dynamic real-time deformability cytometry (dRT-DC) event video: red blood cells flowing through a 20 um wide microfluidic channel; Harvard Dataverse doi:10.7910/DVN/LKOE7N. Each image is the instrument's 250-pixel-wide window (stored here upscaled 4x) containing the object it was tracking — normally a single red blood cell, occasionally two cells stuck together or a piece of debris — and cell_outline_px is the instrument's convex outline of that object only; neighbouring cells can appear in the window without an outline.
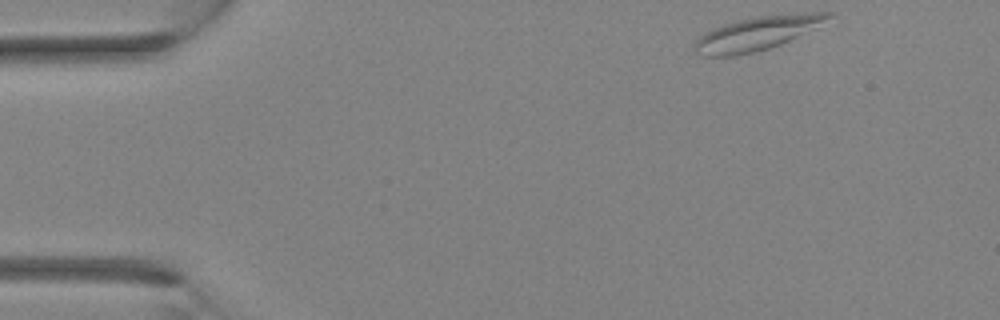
{"species": "Egyptian fruit bat (a non-hibernating species)", "species_latin": "Rousettus aegyptiacus", "temperature_condition": "room temperature", "stored_images_in_passage": 31, "camera_frame_rate_fps": 3000, "um_per_image_px": 0.085, "animal": {"sex": "female"}, "frame": {"image": 1, "passage_image": 1, "time_ms": 0.0, "image_size_px": [1000, 320], "cell_outline_px": [[836, 16], [780, 44], [768, 48], [736, 56], [700, 56], [692, 48], [692, 44], [704, 32], [724, 24], [740, 20], [760, 16], [808, 12], [832, 12]], "centroid_in_image_um": [64.29, 2.84], "position_along_channel_um": 20.7, "area_um2": 25.89}}
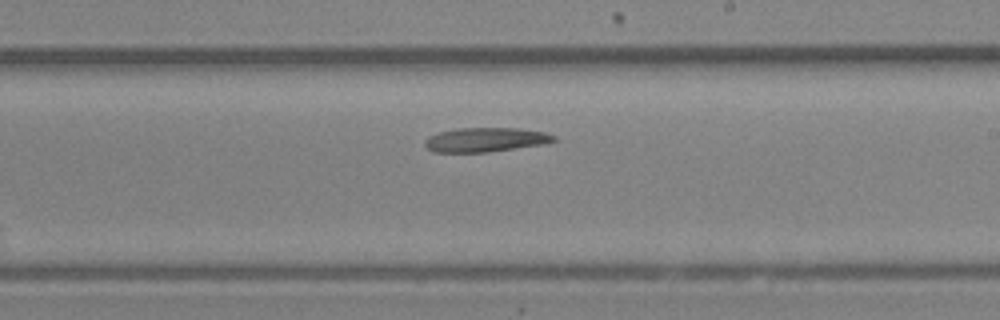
{"frame": {"image": 2, "passage_image": 17, "time_ms": 5.333, "image_size_px": [1000, 320], "cell_outline_px": [[556, 140], [540, 144], [488, 152], [432, 152], [424, 144], [424, 140], [428, 136], [436, 132], [460, 128], [520, 128], [544, 132], [556, 136]], "centroid_in_image_um": [41.21, 11.87], "position_along_channel_um": 247.8, "area_um2": 18.15}}
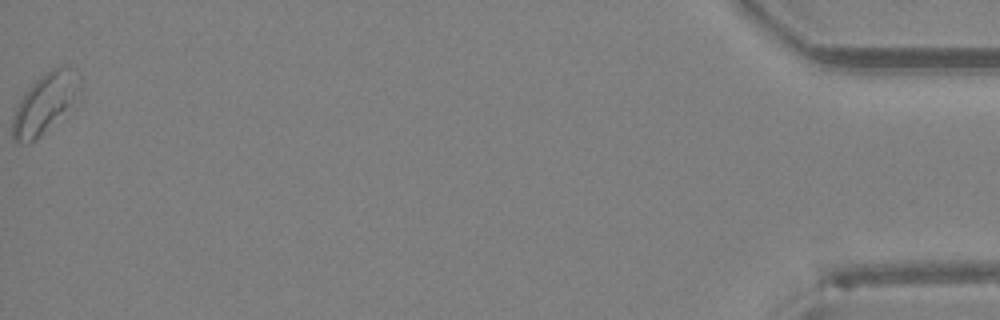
{"frame": {"image": 3, "passage_image": 31, "time_ms": 10.0, "image_size_px": [1000, 320], "cell_outline_px": [[84, 100], [80, 104], [36, 140], [28, 144], [24, 144], [12, 140], [12, 116], [24, 92], [44, 72], [56, 64], [68, 64], [76, 68], [84, 76]], "centroid_in_image_um": [4.03, 8.71], "position_along_channel_um": 431.2, "area_um2": 26.13}}